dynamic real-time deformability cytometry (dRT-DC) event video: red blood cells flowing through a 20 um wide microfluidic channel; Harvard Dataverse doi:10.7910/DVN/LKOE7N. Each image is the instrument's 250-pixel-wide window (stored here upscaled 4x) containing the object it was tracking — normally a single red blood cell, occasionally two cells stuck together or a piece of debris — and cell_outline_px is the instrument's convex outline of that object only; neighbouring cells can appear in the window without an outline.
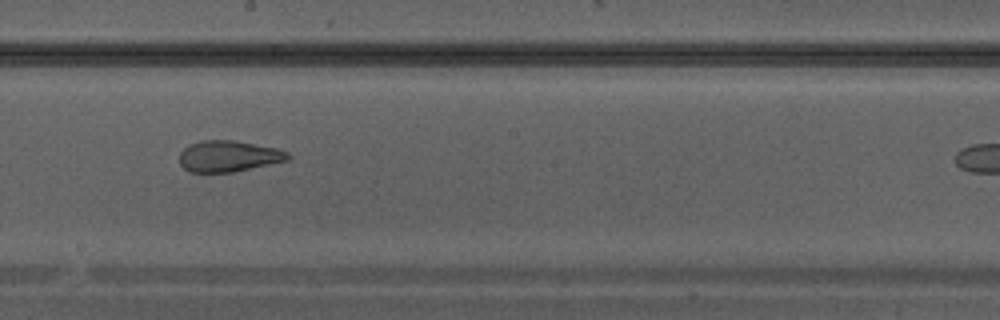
{"species": "Egyptian fruit bat (a non-hibernating species)", "species_latin": "Rousettus aegyptiacus", "temperature_condition": "warm", "stored_images_in_passage": 20, "camera_frame_rate_fps": 3000, "um_per_image_px": 0.085, "animal": {"sex": "male"}, "frame": {"image": 1, "passage_image": 15, "time_ms": 4.667, "image_size_px": [1000, 320], "cell_outline_px": [[292, 156], [288, 160], [232, 172], [192, 172], [184, 168], [180, 164], [180, 152], [188, 144], [204, 140], [232, 140], [276, 148], [288, 152]], "centroid_in_image_um": [19.42, 13.27], "position_along_channel_um": 228.8, "area_um2": 19.54}}
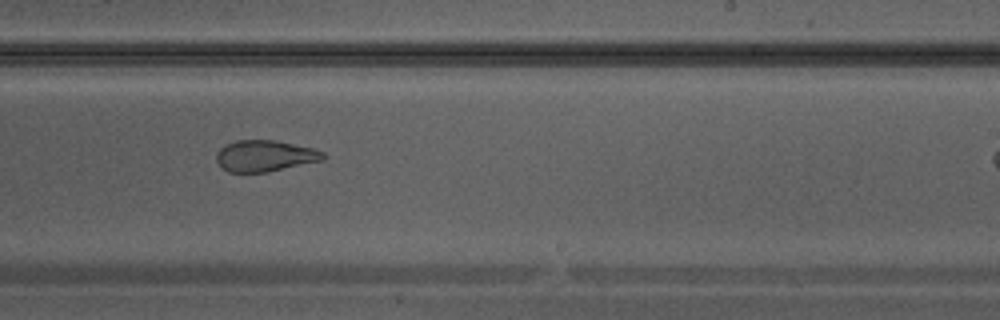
{"frame": {"image": 2, "passage_image": 17, "time_ms": 5.333, "image_size_px": [1000, 320], "cell_outline_px": [[328, 156], [324, 160], [268, 172], [228, 172], [220, 168], [216, 160], [216, 152], [224, 144], [236, 140], [276, 140], [312, 148], [324, 152]], "centroid_in_image_um": [22.5, 13.25], "position_along_channel_um": 266.5, "area_um2": 19.77}}